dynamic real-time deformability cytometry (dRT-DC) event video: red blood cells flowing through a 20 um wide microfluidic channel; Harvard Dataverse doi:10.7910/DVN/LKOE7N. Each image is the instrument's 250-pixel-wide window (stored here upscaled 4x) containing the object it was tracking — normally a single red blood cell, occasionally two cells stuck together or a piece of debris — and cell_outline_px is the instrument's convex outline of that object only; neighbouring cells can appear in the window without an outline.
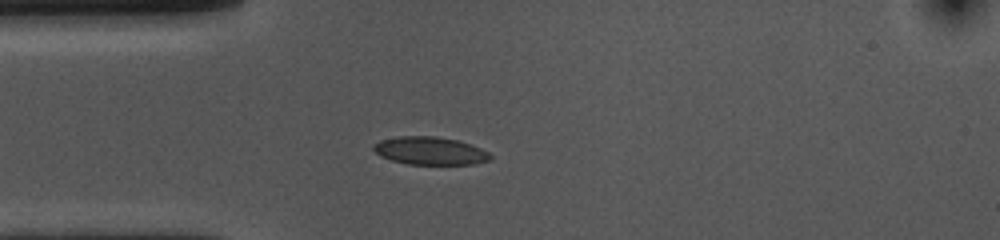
{"species": "common noctule bat (a hibernating species)", "species_latin": "Nyctalus noctula", "temperature_condition": "cold", "stored_images_in_passage": 41, "camera_frame_rate_fps": 3000, "um_per_image_px": 0.085, "animal": {"sex": "female", "body_mass_g": 10.0, "forearm_length_mm": 53.1}, "frame": {"image": 1, "passage_image": 1, "time_ms": 0.0, "image_size_px": [1000, 240], "cell_outline_px": [[492, 160], [472, 164], [408, 164], [392, 160], [380, 156], [372, 148], [372, 144], [380, 140], [400, 136], [436, 136], [456, 140], [480, 148], [488, 152], [492, 156]], "centroid_in_image_um": [36.53, 12.82], "position_along_channel_um": 48.5, "area_um2": 18.9}}
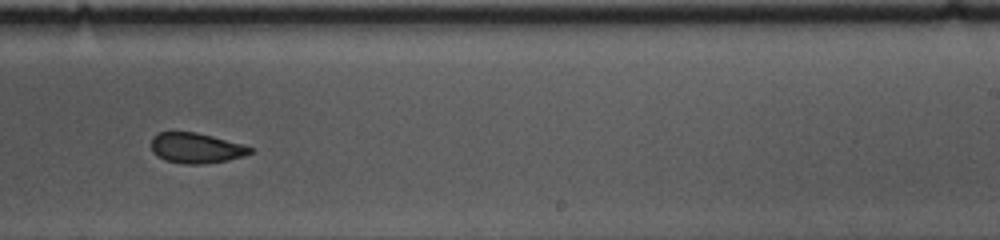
{"frame": {"image": 2, "passage_image": 20, "time_ms": 6.333, "image_size_px": [1000, 240], "cell_outline_px": [[252, 152], [244, 156], [228, 160], [200, 164], [184, 164], [164, 160], [152, 152], [152, 136], [160, 132], [196, 132], [244, 144], [252, 148]], "centroid_in_image_um": [16.67, 12.58], "position_along_channel_um": 272.3, "area_um2": 17.46}}
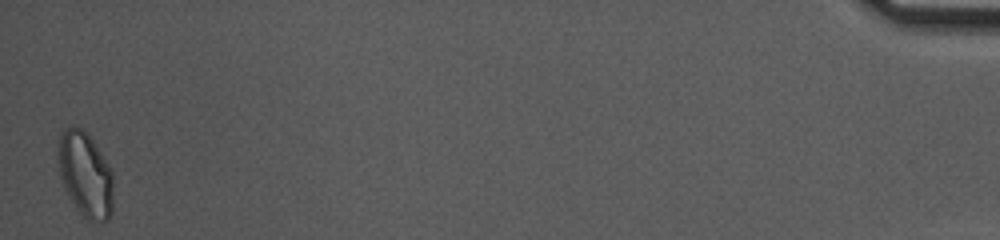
{"frame": {"image": 3, "passage_image": 41, "time_ms": 13.333, "image_size_px": [1000, 240], "cell_outline_px": [[112, 212], [108, 220], [88, 220], [76, 208], [64, 188], [60, 176], [60, 136], [64, 128], [72, 124], [80, 128], [92, 140], [112, 168]], "centroid_in_image_um": [7.28, 14.83], "position_along_channel_um": 427.9, "area_um2": 26.76}, "authors_computed_cell_mechanics": {"area_um2": 18.9584, "velocity_mm_per_s": 3.6438, "shape_relaxation_time_tau1_ms": 3.6886, "shape_relaxation_time_tau2_ms": 1.9945, "deformation_change_tau1": 0.0928, "deformation_change_tau2": 0.0556}}